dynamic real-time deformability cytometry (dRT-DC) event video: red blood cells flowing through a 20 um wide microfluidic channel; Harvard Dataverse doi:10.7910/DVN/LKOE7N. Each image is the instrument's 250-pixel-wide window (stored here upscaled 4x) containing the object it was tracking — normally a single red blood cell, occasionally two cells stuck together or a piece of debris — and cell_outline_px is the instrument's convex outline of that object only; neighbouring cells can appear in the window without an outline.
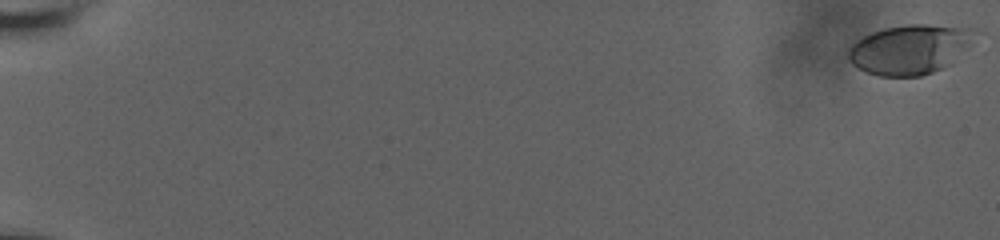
{"species": "human", "species_latin": "Homo sapiens", "temperature_condition": "room temperature", "stored_images_in_passage": 58, "camera_frame_rate_fps": 3000, "um_per_image_px": 0.085, "donor": {"sex": "male"}, "frame": {"image": 1, "passage_image": 1, "time_ms": 0.0, "image_size_px": [1000, 240], "cell_outline_px": [[984, 32], [952, 64], [944, 68], [920, 76], [880, 76], [864, 72], [856, 68], [848, 60], [848, 48], [856, 40], [872, 32], [884, 28], [908, 24], [924, 24], [976, 28]], "centroid_in_image_um": [77.43, 4.18], "position_along_channel_um": 7.6, "area_um2": 37.57}}
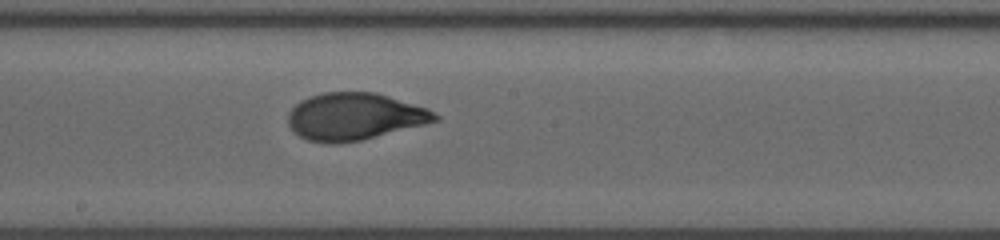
{"frame": {"image": 2, "passage_image": 32, "time_ms": 11.667, "image_size_px": [1000, 240], "cell_outline_px": [[440, 120], [360, 140], [332, 144], [324, 144], [308, 140], [300, 136], [288, 124], [288, 112], [300, 100], [324, 92], [376, 92], [428, 108], [436, 112], [440, 116]], "centroid_in_image_um": [30.14, 9.9], "position_along_channel_um": 218.1, "area_um2": 40.23}}
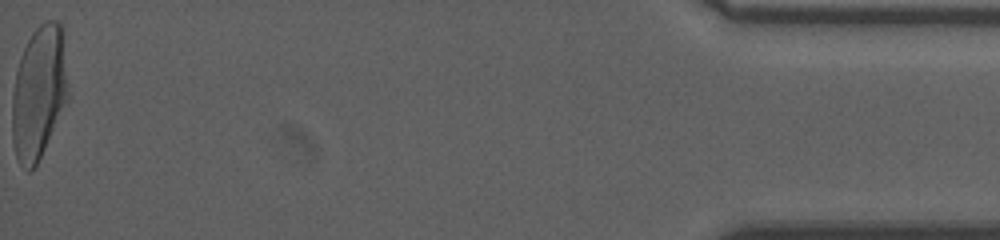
{"frame": {"image": 3, "passage_image": 58, "time_ms": 19.667, "image_size_px": [1000, 240], "cell_outline_px": [[68, 96], [44, 148], [36, 164], [28, 172], [20, 164], [16, 156], [12, 140], [12, 92], [16, 68], [20, 56], [32, 32], [44, 20], [56, 20], [60, 24], [68, 92]], "centroid_in_image_um": [3.25, 7.85], "position_along_channel_um": 432.0, "area_um2": 42.6}, "authors_computed_cell_mechanics": {"area_um2": 39.6797, "velocity_mm_per_s": 3.7734, "shape_relaxation_time_tau1_ms": 5.4945, "shape_relaxation_time_tau2_ms": null, "deformation_change_tau1": 0.2226, "deformation_change_tau2": null}}